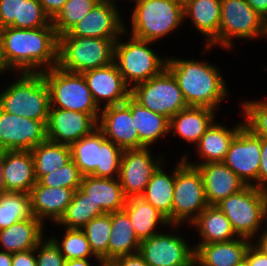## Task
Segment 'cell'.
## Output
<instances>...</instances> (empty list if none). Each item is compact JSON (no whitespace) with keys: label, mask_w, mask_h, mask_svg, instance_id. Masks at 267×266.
<instances>
[{"label":"cell","mask_w":267,"mask_h":266,"mask_svg":"<svg viewBox=\"0 0 267 266\" xmlns=\"http://www.w3.org/2000/svg\"><path fill=\"white\" fill-rule=\"evenodd\" d=\"M191 224L203 238L199 244L227 242L236 235L229 219L216 205H208Z\"/></svg>","instance_id":"cell-32"},{"label":"cell","mask_w":267,"mask_h":266,"mask_svg":"<svg viewBox=\"0 0 267 266\" xmlns=\"http://www.w3.org/2000/svg\"><path fill=\"white\" fill-rule=\"evenodd\" d=\"M175 170L172 175L166 174L161 165L153 173L144 193L141 195L148 203L161 212L172 225L173 192Z\"/></svg>","instance_id":"cell-34"},{"label":"cell","mask_w":267,"mask_h":266,"mask_svg":"<svg viewBox=\"0 0 267 266\" xmlns=\"http://www.w3.org/2000/svg\"><path fill=\"white\" fill-rule=\"evenodd\" d=\"M82 178L83 175L71 159L63 167L42 176L38 182L47 187H64L76 191L81 186Z\"/></svg>","instance_id":"cell-41"},{"label":"cell","mask_w":267,"mask_h":266,"mask_svg":"<svg viewBox=\"0 0 267 266\" xmlns=\"http://www.w3.org/2000/svg\"><path fill=\"white\" fill-rule=\"evenodd\" d=\"M207 206L200 171L197 167L187 164L182 158L175 169L172 226L175 227L188 218L192 223Z\"/></svg>","instance_id":"cell-11"},{"label":"cell","mask_w":267,"mask_h":266,"mask_svg":"<svg viewBox=\"0 0 267 266\" xmlns=\"http://www.w3.org/2000/svg\"><path fill=\"white\" fill-rule=\"evenodd\" d=\"M140 243L127 213L124 210L112 212L108 260L138 253Z\"/></svg>","instance_id":"cell-30"},{"label":"cell","mask_w":267,"mask_h":266,"mask_svg":"<svg viewBox=\"0 0 267 266\" xmlns=\"http://www.w3.org/2000/svg\"><path fill=\"white\" fill-rule=\"evenodd\" d=\"M32 217L29 193L5 192L0 195V230Z\"/></svg>","instance_id":"cell-37"},{"label":"cell","mask_w":267,"mask_h":266,"mask_svg":"<svg viewBox=\"0 0 267 266\" xmlns=\"http://www.w3.org/2000/svg\"><path fill=\"white\" fill-rule=\"evenodd\" d=\"M252 9L262 17L267 15V0H246Z\"/></svg>","instance_id":"cell-51"},{"label":"cell","mask_w":267,"mask_h":266,"mask_svg":"<svg viewBox=\"0 0 267 266\" xmlns=\"http://www.w3.org/2000/svg\"><path fill=\"white\" fill-rule=\"evenodd\" d=\"M82 74L97 105L101 99L106 100L105 108L124 103L130 97L131 88L125 84L115 62Z\"/></svg>","instance_id":"cell-20"},{"label":"cell","mask_w":267,"mask_h":266,"mask_svg":"<svg viewBox=\"0 0 267 266\" xmlns=\"http://www.w3.org/2000/svg\"><path fill=\"white\" fill-rule=\"evenodd\" d=\"M68 0H39L45 13L52 20Z\"/></svg>","instance_id":"cell-50"},{"label":"cell","mask_w":267,"mask_h":266,"mask_svg":"<svg viewBox=\"0 0 267 266\" xmlns=\"http://www.w3.org/2000/svg\"><path fill=\"white\" fill-rule=\"evenodd\" d=\"M80 188L105 214L123 210L126 205L127 197L118 178L83 176Z\"/></svg>","instance_id":"cell-25"},{"label":"cell","mask_w":267,"mask_h":266,"mask_svg":"<svg viewBox=\"0 0 267 266\" xmlns=\"http://www.w3.org/2000/svg\"><path fill=\"white\" fill-rule=\"evenodd\" d=\"M0 47L10 70L18 68L21 73H38L58 65L59 36L53 26L2 28Z\"/></svg>","instance_id":"cell-1"},{"label":"cell","mask_w":267,"mask_h":266,"mask_svg":"<svg viewBox=\"0 0 267 266\" xmlns=\"http://www.w3.org/2000/svg\"><path fill=\"white\" fill-rule=\"evenodd\" d=\"M138 253L149 266H195V249L176 234L157 233L142 240Z\"/></svg>","instance_id":"cell-14"},{"label":"cell","mask_w":267,"mask_h":266,"mask_svg":"<svg viewBox=\"0 0 267 266\" xmlns=\"http://www.w3.org/2000/svg\"><path fill=\"white\" fill-rule=\"evenodd\" d=\"M131 116L139 137V148L151 143L169 132V119L141 106L131 97Z\"/></svg>","instance_id":"cell-33"},{"label":"cell","mask_w":267,"mask_h":266,"mask_svg":"<svg viewBox=\"0 0 267 266\" xmlns=\"http://www.w3.org/2000/svg\"><path fill=\"white\" fill-rule=\"evenodd\" d=\"M214 112L208 107L188 106L169 119V131H172L173 135L177 132L181 138L197 144L213 123Z\"/></svg>","instance_id":"cell-27"},{"label":"cell","mask_w":267,"mask_h":266,"mask_svg":"<svg viewBox=\"0 0 267 266\" xmlns=\"http://www.w3.org/2000/svg\"><path fill=\"white\" fill-rule=\"evenodd\" d=\"M236 266H249L248 261L244 258L239 264H237Z\"/></svg>","instance_id":"cell-59"},{"label":"cell","mask_w":267,"mask_h":266,"mask_svg":"<svg viewBox=\"0 0 267 266\" xmlns=\"http://www.w3.org/2000/svg\"><path fill=\"white\" fill-rule=\"evenodd\" d=\"M130 96L141 106L168 119L188 107L176 78L167 67L146 82L132 85Z\"/></svg>","instance_id":"cell-10"},{"label":"cell","mask_w":267,"mask_h":266,"mask_svg":"<svg viewBox=\"0 0 267 266\" xmlns=\"http://www.w3.org/2000/svg\"><path fill=\"white\" fill-rule=\"evenodd\" d=\"M10 70V68L8 67V65L6 64L4 57H3V53L0 47V73H2V71H7Z\"/></svg>","instance_id":"cell-56"},{"label":"cell","mask_w":267,"mask_h":266,"mask_svg":"<svg viewBox=\"0 0 267 266\" xmlns=\"http://www.w3.org/2000/svg\"><path fill=\"white\" fill-rule=\"evenodd\" d=\"M105 214L99 205H95L88 195L79 188L74 191L71 203L68 205L66 212L59 220L67 229H82L93 218Z\"/></svg>","instance_id":"cell-36"},{"label":"cell","mask_w":267,"mask_h":266,"mask_svg":"<svg viewBox=\"0 0 267 266\" xmlns=\"http://www.w3.org/2000/svg\"><path fill=\"white\" fill-rule=\"evenodd\" d=\"M0 266H12V253L0 251Z\"/></svg>","instance_id":"cell-53"},{"label":"cell","mask_w":267,"mask_h":266,"mask_svg":"<svg viewBox=\"0 0 267 266\" xmlns=\"http://www.w3.org/2000/svg\"><path fill=\"white\" fill-rule=\"evenodd\" d=\"M46 140V125L42 121L0 109V151H31Z\"/></svg>","instance_id":"cell-15"},{"label":"cell","mask_w":267,"mask_h":266,"mask_svg":"<svg viewBox=\"0 0 267 266\" xmlns=\"http://www.w3.org/2000/svg\"><path fill=\"white\" fill-rule=\"evenodd\" d=\"M117 39L59 36L58 67L72 73L107 66L114 62Z\"/></svg>","instance_id":"cell-5"},{"label":"cell","mask_w":267,"mask_h":266,"mask_svg":"<svg viewBox=\"0 0 267 266\" xmlns=\"http://www.w3.org/2000/svg\"><path fill=\"white\" fill-rule=\"evenodd\" d=\"M0 109L13 115L48 121L50 90L42 72L22 73L19 80L0 93Z\"/></svg>","instance_id":"cell-3"},{"label":"cell","mask_w":267,"mask_h":266,"mask_svg":"<svg viewBox=\"0 0 267 266\" xmlns=\"http://www.w3.org/2000/svg\"><path fill=\"white\" fill-rule=\"evenodd\" d=\"M261 154V137L245 125L232 140L223 163L229 167L246 186L258 181Z\"/></svg>","instance_id":"cell-13"},{"label":"cell","mask_w":267,"mask_h":266,"mask_svg":"<svg viewBox=\"0 0 267 266\" xmlns=\"http://www.w3.org/2000/svg\"><path fill=\"white\" fill-rule=\"evenodd\" d=\"M247 238L239 237L227 242L198 244L195 246L194 264L198 266H236L244 258L251 244Z\"/></svg>","instance_id":"cell-24"},{"label":"cell","mask_w":267,"mask_h":266,"mask_svg":"<svg viewBox=\"0 0 267 266\" xmlns=\"http://www.w3.org/2000/svg\"><path fill=\"white\" fill-rule=\"evenodd\" d=\"M132 36L146 40L157 39L175 30L184 19L183 0H134Z\"/></svg>","instance_id":"cell-6"},{"label":"cell","mask_w":267,"mask_h":266,"mask_svg":"<svg viewBox=\"0 0 267 266\" xmlns=\"http://www.w3.org/2000/svg\"><path fill=\"white\" fill-rule=\"evenodd\" d=\"M99 114L50 108L46 124L47 140L71 146L98 128Z\"/></svg>","instance_id":"cell-16"},{"label":"cell","mask_w":267,"mask_h":266,"mask_svg":"<svg viewBox=\"0 0 267 266\" xmlns=\"http://www.w3.org/2000/svg\"><path fill=\"white\" fill-rule=\"evenodd\" d=\"M6 192L4 186V178H3V162L1 160V151H0V195Z\"/></svg>","instance_id":"cell-55"},{"label":"cell","mask_w":267,"mask_h":266,"mask_svg":"<svg viewBox=\"0 0 267 266\" xmlns=\"http://www.w3.org/2000/svg\"><path fill=\"white\" fill-rule=\"evenodd\" d=\"M148 147L125 149L122 154L119 182L127 198L141 196L160 161H153Z\"/></svg>","instance_id":"cell-17"},{"label":"cell","mask_w":267,"mask_h":266,"mask_svg":"<svg viewBox=\"0 0 267 266\" xmlns=\"http://www.w3.org/2000/svg\"><path fill=\"white\" fill-rule=\"evenodd\" d=\"M264 36L267 37V15L264 17Z\"/></svg>","instance_id":"cell-58"},{"label":"cell","mask_w":267,"mask_h":266,"mask_svg":"<svg viewBox=\"0 0 267 266\" xmlns=\"http://www.w3.org/2000/svg\"><path fill=\"white\" fill-rule=\"evenodd\" d=\"M129 40L127 43L117 40L114 46V62L128 87L131 82L135 85L146 82L167 67V59L162 60L147 47L152 42L134 36Z\"/></svg>","instance_id":"cell-9"},{"label":"cell","mask_w":267,"mask_h":266,"mask_svg":"<svg viewBox=\"0 0 267 266\" xmlns=\"http://www.w3.org/2000/svg\"><path fill=\"white\" fill-rule=\"evenodd\" d=\"M123 210L127 213L140 241L157 234L153 230L159 222L163 225L169 224L167 218L141 196L127 198Z\"/></svg>","instance_id":"cell-29"},{"label":"cell","mask_w":267,"mask_h":266,"mask_svg":"<svg viewBox=\"0 0 267 266\" xmlns=\"http://www.w3.org/2000/svg\"><path fill=\"white\" fill-rule=\"evenodd\" d=\"M6 192L30 193L37 183L34 160L30 151H1Z\"/></svg>","instance_id":"cell-22"},{"label":"cell","mask_w":267,"mask_h":266,"mask_svg":"<svg viewBox=\"0 0 267 266\" xmlns=\"http://www.w3.org/2000/svg\"><path fill=\"white\" fill-rule=\"evenodd\" d=\"M30 152L34 160L35 177L37 181L42 176L63 167L72 159L70 146L48 140L40 143Z\"/></svg>","instance_id":"cell-35"},{"label":"cell","mask_w":267,"mask_h":266,"mask_svg":"<svg viewBox=\"0 0 267 266\" xmlns=\"http://www.w3.org/2000/svg\"><path fill=\"white\" fill-rule=\"evenodd\" d=\"M29 194L33 216L41 222L50 217L58 223L71 203L74 191L64 187L43 186L37 181Z\"/></svg>","instance_id":"cell-23"},{"label":"cell","mask_w":267,"mask_h":266,"mask_svg":"<svg viewBox=\"0 0 267 266\" xmlns=\"http://www.w3.org/2000/svg\"><path fill=\"white\" fill-rule=\"evenodd\" d=\"M65 266H90L88 259L65 260Z\"/></svg>","instance_id":"cell-54"},{"label":"cell","mask_w":267,"mask_h":266,"mask_svg":"<svg viewBox=\"0 0 267 266\" xmlns=\"http://www.w3.org/2000/svg\"><path fill=\"white\" fill-rule=\"evenodd\" d=\"M100 0H68L52 19V26L58 36L66 34Z\"/></svg>","instance_id":"cell-39"},{"label":"cell","mask_w":267,"mask_h":266,"mask_svg":"<svg viewBox=\"0 0 267 266\" xmlns=\"http://www.w3.org/2000/svg\"><path fill=\"white\" fill-rule=\"evenodd\" d=\"M51 239L57 244L65 260L87 259L94 255L82 229L66 228V234L62 243H59L55 238Z\"/></svg>","instance_id":"cell-40"},{"label":"cell","mask_w":267,"mask_h":266,"mask_svg":"<svg viewBox=\"0 0 267 266\" xmlns=\"http://www.w3.org/2000/svg\"><path fill=\"white\" fill-rule=\"evenodd\" d=\"M258 35L264 36V17L246 0H221L218 44L231 48L232 38L252 39Z\"/></svg>","instance_id":"cell-12"},{"label":"cell","mask_w":267,"mask_h":266,"mask_svg":"<svg viewBox=\"0 0 267 266\" xmlns=\"http://www.w3.org/2000/svg\"><path fill=\"white\" fill-rule=\"evenodd\" d=\"M98 128L121 149H139L138 132L131 116V96L121 104L101 110Z\"/></svg>","instance_id":"cell-19"},{"label":"cell","mask_w":267,"mask_h":266,"mask_svg":"<svg viewBox=\"0 0 267 266\" xmlns=\"http://www.w3.org/2000/svg\"><path fill=\"white\" fill-rule=\"evenodd\" d=\"M43 223L36 217L21 220L9 228L0 230V244L8 253L35 249L43 240Z\"/></svg>","instance_id":"cell-28"},{"label":"cell","mask_w":267,"mask_h":266,"mask_svg":"<svg viewBox=\"0 0 267 266\" xmlns=\"http://www.w3.org/2000/svg\"><path fill=\"white\" fill-rule=\"evenodd\" d=\"M46 26H52V20L39 0H21L20 21H14V28L33 29Z\"/></svg>","instance_id":"cell-42"},{"label":"cell","mask_w":267,"mask_h":266,"mask_svg":"<svg viewBox=\"0 0 267 266\" xmlns=\"http://www.w3.org/2000/svg\"><path fill=\"white\" fill-rule=\"evenodd\" d=\"M245 259L249 266H267V255L251 243L246 250Z\"/></svg>","instance_id":"cell-48"},{"label":"cell","mask_w":267,"mask_h":266,"mask_svg":"<svg viewBox=\"0 0 267 266\" xmlns=\"http://www.w3.org/2000/svg\"><path fill=\"white\" fill-rule=\"evenodd\" d=\"M257 182V185L254 183L253 186L267 192V139L263 137H261L260 168Z\"/></svg>","instance_id":"cell-46"},{"label":"cell","mask_w":267,"mask_h":266,"mask_svg":"<svg viewBox=\"0 0 267 266\" xmlns=\"http://www.w3.org/2000/svg\"><path fill=\"white\" fill-rule=\"evenodd\" d=\"M216 206L229 219L238 237L252 239L267 218V192L246 186L236 194L221 200Z\"/></svg>","instance_id":"cell-7"},{"label":"cell","mask_w":267,"mask_h":266,"mask_svg":"<svg viewBox=\"0 0 267 266\" xmlns=\"http://www.w3.org/2000/svg\"><path fill=\"white\" fill-rule=\"evenodd\" d=\"M262 235L260 236L259 242L255 244V246L264 254L267 255V229L263 231Z\"/></svg>","instance_id":"cell-52"},{"label":"cell","mask_w":267,"mask_h":266,"mask_svg":"<svg viewBox=\"0 0 267 266\" xmlns=\"http://www.w3.org/2000/svg\"><path fill=\"white\" fill-rule=\"evenodd\" d=\"M184 18L191 17L195 27L208 37L207 46L218 44L221 0H183Z\"/></svg>","instance_id":"cell-26"},{"label":"cell","mask_w":267,"mask_h":266,"mask_svg":"<svg viewBox=\"0 0 267 266\" xmlns=\"http://www.w3.org/2000/svg\"><path fill=\"white\" fill-rule=\"evenodd\" d=\"M100 266H117L113 260H100Z\"/></svg>","instance_id":"cell-57"},{"label":"cell","mask_w":267,"mask_h":266,"mask_svg":"<svg viewBox=\"0 0 267 266\" xmlns=\"http://www.w3.org/2000/svg\"><path fill=\"white\" fill-rule=\"evenodd\" d=\"M242 107L246 114L245 126L255 135L267 139V101H247Z\"/></svg>","instance_id":"cell-43"},{"label":"cell","mask_w":267,"mask_h":266,"mask_svg":"<svg viewBox=\"0 0 267 266\" xmlns=\"http://www.w3.org/2000/svg\"><path fill=\"white\" fill-rule=\"evenodd\" d=\"M183 158L187 164L197 167L200 171L208 205H216L246 187L245 183L223 162L192 164L187 162L186 156Z\"/></svg>","instance_id":"cell-21"},{"label":"cell","mask_w":267,"mask_h":266,"mask_svg":"<svg viewBox=\"0 0 267 266\" xmlns=\"http://www.w3.org/2000/svg\"><path fill=\"white\" fill-rule=\"evenodd\" d=\"M113 261L117 266H149L139 253L119 256Z\"/></svg>","instance_id":"cell-49"},{"label":"cell","mask_w":267,"mask_h":266,"mask_svg":"<svg viewBox=\"0 0 267 266\" xmlns=\"http://www.w3.org/2000/svg\"><path fill=\"white\" fill-rule=\"evenodd\" d=\"M21 0H0V29L20 21Z\"/></svg>","instance_id":"cell-45"},{"label":"cell","mask_w":267,"mask_h":266,"mask_svg":"<svg viewBox=\"0 0 267 266\" xmlns=\"http://www.w3.org/2000/svg\"><path fill=\"white\" fill-rule=\"evenodd\" d=\"M37 250L31 249L12 254V266H37L35 253Z\"/></svg>","instance_id":"cell-47"},{"label":"cell","mask_w":267,"mask_h":266,"mask_svg":"<svg viewBox=\"0 0 267 266\" xmlns=\"http://www.w3.org/2000/svg\"><path fill=\"white\" fill-rule=\"evenodd\" d=\"M244 125L238 124L228 130L227 127L212 123L196 145L198 154L205 159L202 163L223 162L232 140Z\"/></svg>","instance_id":"cell-31"},{"label":"cell","mask_w":267,"mask_h":266,"mask_svg":"<svg viewBox=\"0 0 267 266\" xmlns=\"http://www.w3.org/2000/svg\"><path fill=\"white\" fill-rule=\"evenodd\" d=\"M167 68L176 78L188 106L215 110L227 96V87L218 69L207 61L167 59Z\"/></svg>","instance_id":"cell-2"},{"label":"cell","mask_w":267,"mask_h":266,"mask_svg":"<svg viewBox=\"0 0 267 266\" xmlns=\"http://www.w3.org/2000/svg\"><path fill=\"white\" fill-rule=\"evenodd\" d=\"M90 248L98 261L108 260L109 237L111 231V213L93 218L82 228Z\"/></svg>","instance_id":"cell-38"},{"label":"cell","mask_w":267,"mask_h":266,"mask_svg":"<svg viewBox=\"0 0 267 266\" xmlns=\"http://www.w3.org/2000/svg\"><path fill=\"white\" fill-rule=\"evenodd\" d=\"M114 1L100 0L67 34L70 37L118 39L125 27Z\"/></svg>","instance_id":"cell-18"},{"label":"cell","mask_w":267,"mask_h":266,"mask_svg":"<svg viewBox=\"0 0 267 266\" xmlns=\"http://www.w3.org/2000/svg\"><path fill=\"white\" fill-rule=\"evenodd\" d=\"M70 148L71 157L83 176L119 177L124 150L106 139L99 128L73 143Z\"/></svg>","instance_id":"cell-4"},{"label":"cell","mask_w":267,"mask_h":266,"mask_svg":"<svg viewBox=\"0 0 267 266\" xmlns=\"http://www.w3.org/2000/svg\"><path fill=\"white\" fill-rule=\"evenodd\" d=\"M43 241L35 248L37 251L40 249L36 256L37 266H65V258L57 244L51 238Z\"/></svg>","instance_id":"cell-44"},{"label":"cell","mask_w":267,"mask_h":266,"mask_svg":"<svg viewBox=\"0 0 267 266\" xmlns=\"http://www.w3.org/2000/svg\"><path fill=\"white\" fill-rule=\"evenodd\" d=\"M42 74L50 90V108L100 113V105L94 101L83 74L68 72L58 66Z\"/></svg>","instance_id":"cell-8"}]
</instances>
